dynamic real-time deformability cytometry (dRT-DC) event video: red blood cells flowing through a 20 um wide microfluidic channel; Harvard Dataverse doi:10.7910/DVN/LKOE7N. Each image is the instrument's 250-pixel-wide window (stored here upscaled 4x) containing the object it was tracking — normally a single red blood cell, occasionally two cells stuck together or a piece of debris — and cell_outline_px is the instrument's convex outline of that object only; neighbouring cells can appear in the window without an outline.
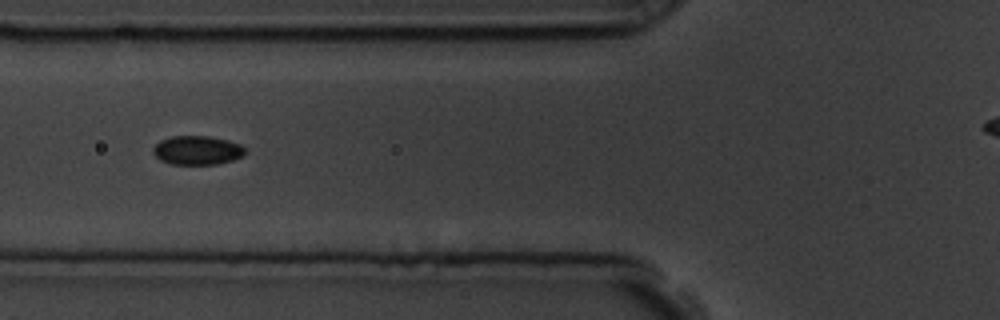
{"species": "common noctule bat (a hibernating species)", "species_latin": "Nyctalus noctula", "temperature_condition": "room temperature", "stored_images_in_passage": 38, "camera_frame_rate_fps": 3000, "um_per_image_px": 0.085, "animal": {"sex": "male", "body_mass_g": 19.5, "forearm_length_mm": 54.6}, "frame": {"image": 1, "passage_image": 8, "time_ms": 2.333, "image_size_px": [1000, 320], "cell_outline_px": [[244, 156], [232, 160], [216, 164], [172, 164], [160, 160], [152, 152], [152, 148], [160, 140], [172, 136], [208, 136], [228, 140], [240, 144], [244, 148]], "centroid_in_image_um": [16.75, 12.77], "position_along_channel_um": 109.1, "area_um2": 15.49}}
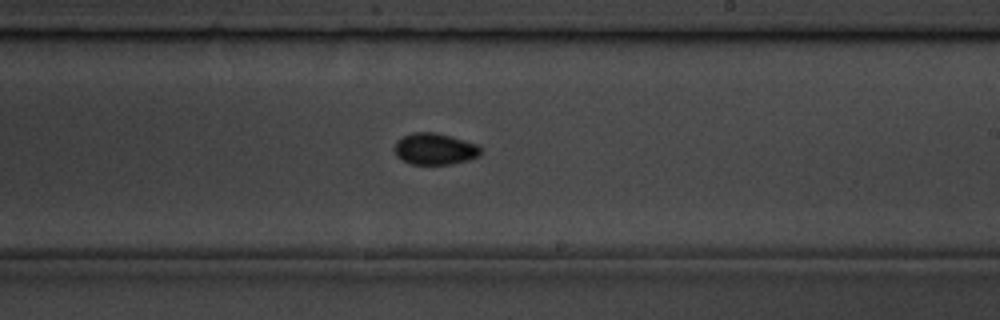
{"frame": {"image": 2, "passage_image": 20, "time_ms": 6.333, "image_size_px": [1000, 320], "cell_outline_px": [[480, 156], [468, 160], [452, 164], [412, 164], [396, 156], [396, 140], [412, 132], [436, 132], [452, 136], [476, 144], [480, 148]], "centroid_in_image_um": [36.97, 12.65], "position_along_channel_um": 252.0, "area_um2": 15.72}}
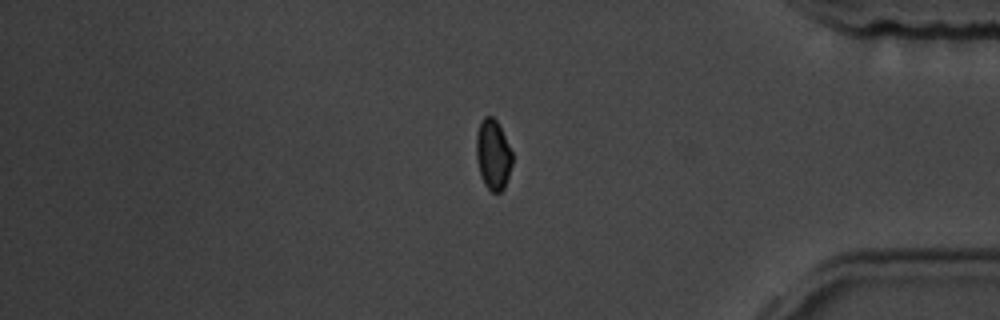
{"frame": {"image": 3, "passage_image": 34, "time_ms": 11.0, "image_size_px": [1000, 320], "cell_outline_px": [[512, 164], [504, 188], [500, 192], [492, 192], [484, 184], [480, 176], [476, 156], [476, 136], [480, 120], [484, 116], [492, 116], [496, 120], [512, 152]], "centroid_in_image_um": [41.89, 13.14], "position_along_channel_um": 393.3, "area_um2": 14.68}}